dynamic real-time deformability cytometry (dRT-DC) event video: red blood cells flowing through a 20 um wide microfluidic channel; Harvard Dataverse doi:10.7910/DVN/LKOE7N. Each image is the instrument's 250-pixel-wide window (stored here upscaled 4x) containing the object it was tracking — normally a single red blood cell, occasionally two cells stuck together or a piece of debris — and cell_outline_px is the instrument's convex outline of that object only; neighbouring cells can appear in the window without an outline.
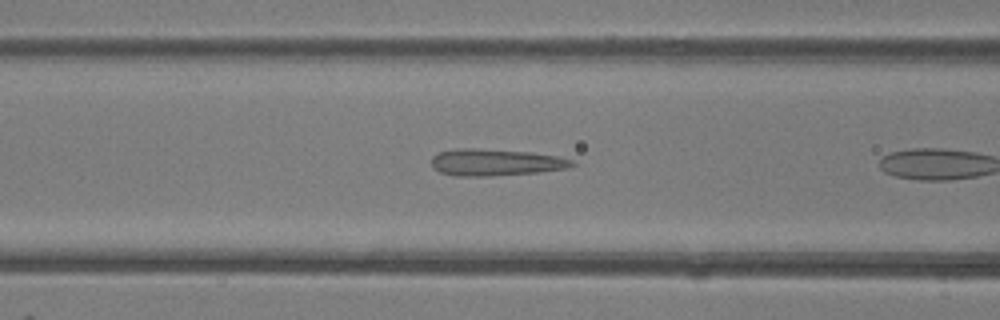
{"species": "common noctule bat (a hibernating species)", "species_latin": "Nyctalus noctula", "temperature_condition": "room temperature", "stored_images_in_passage": 6, "camera_frame_rate_fps": 3000, "um_per_image_px": 0.085, "animal": {"sex": "female"}, "frame": {"image": 1, "passage_image": 5, "time_ms": 1.333, "image_size_px": [1000, 320], "cell_outline_px": [[576, 164], [568, 168], [540, 172], [492, 176], [456, 176], [440, 172], [432, 168], [432, 156], [436, 152], [456, 148], [476, 148], [528, 152], [556, 156], [572, 160]], "centroid_in_image_um": [42.07, 13.8], "position_along_channel_um": 124.5, "area_um2": 22.08}}